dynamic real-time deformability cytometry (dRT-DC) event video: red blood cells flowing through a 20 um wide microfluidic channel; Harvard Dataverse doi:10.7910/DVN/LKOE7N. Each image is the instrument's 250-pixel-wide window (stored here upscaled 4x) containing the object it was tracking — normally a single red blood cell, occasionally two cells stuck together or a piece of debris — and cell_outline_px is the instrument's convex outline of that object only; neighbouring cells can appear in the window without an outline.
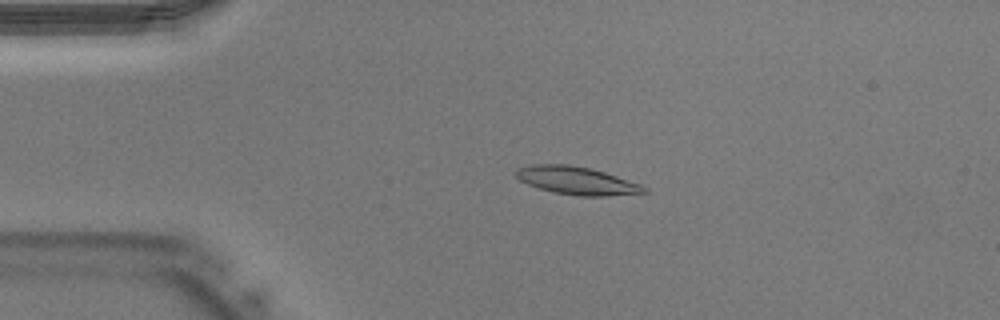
{"species": "Egyptian fruit bat (a non-hibernating species)", "species_latin": "Rousettus aegyptiacus", "temperature_condition": "warm", "stored_images_in_passage": 37, "camera_frame_rate_fps": 3000, "um_per_image_px": 0.085, "animal": {"sex": "male"}, "frame": {"image": 1, "passage_image": 5, "time_ms": 1.333, "image_size_px": [1000, 320], "cell_outline_px": [[648, 192], [604, 196], [580, 196], [552, 192], [528, 184], [520, 180], [516, 176], [516, 168], [532, 164], [568, 164], [588, 168], [604, 172], [640, 184], [648, 188]], "centroid_in_image_um": [49.0, 15.35], "position_along_channel_um": 36.0, "area_um2": 20.63}}
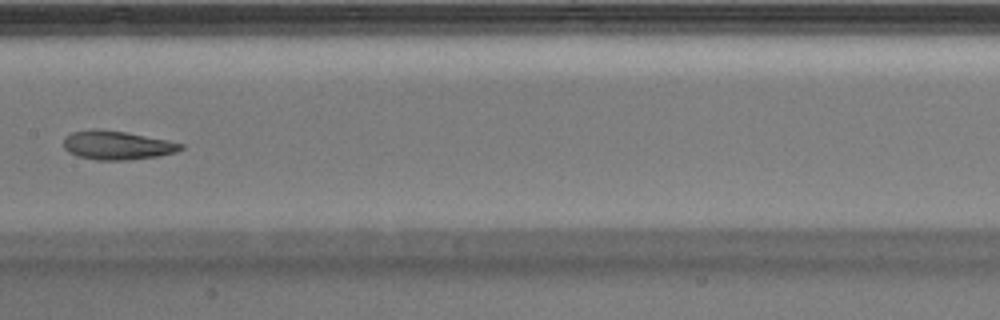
{"frame": {"image": 2, "passage_image": 17, "time_ms": 5.333, "image_size_px": [1000, 320], "cell_outline_px": [[184, 148], [176, 152], [160, 156], [128, 160], [96, 160], [76, 156], [68, 152], [64, 148], [64, 140], [72, 132], [124, 132], [168, 140], [184, 144]], "centroid_in_image_um": [10.03, 12.4], "position_along_channel_um": 197.4, "area_um2": 18.96}}
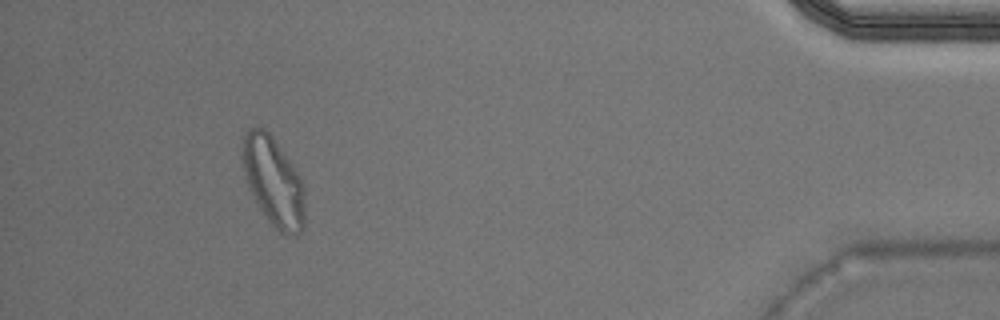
{"frame": {"image": 3, "passage_image": 34, "time_ms": 11.0, "image_size_px": [1000, 320], "cell_outline_px": [[304, 228], [296, 236], [288, 236], [280, 232], [268, 220], [256, 200], [244, 176], [244, 136], [248, 128], [264, 128], [272, 136], [292, 164], [300, 176], [304, 188]], "centroid_in_image_um": [23.29, 15.46], "position_along_channel_um": 411.9, "area_um2": 31.67}}